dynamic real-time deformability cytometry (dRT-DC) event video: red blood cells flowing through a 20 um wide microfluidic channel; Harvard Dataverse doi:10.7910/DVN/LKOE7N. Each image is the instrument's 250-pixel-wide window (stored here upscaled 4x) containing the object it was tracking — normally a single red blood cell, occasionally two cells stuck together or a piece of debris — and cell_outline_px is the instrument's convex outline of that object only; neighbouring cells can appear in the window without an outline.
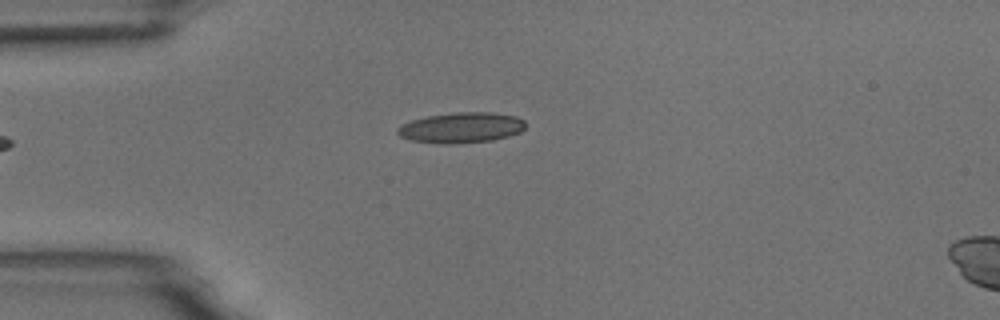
{"species": "common noctule bat (a hibernating species)", "species_latin": "Nyctalus noctula", "temperature_condition": "room temperature", "stored_images_in_passage": 4, "camera_frame_rate_fps": 3000, "um_per_image_px": 0.085, "animal": {"sex": "male", "body_mass_g": 18.8}, "frame": {"image": 1, "passage_image": 4, "time_ms": 3.333, "image_size_px": [1000, 320], "cell_outline_px": [[524, 128], [520, 132], [508, 136], [492, 140], [452, 144], [444, 144], [412, 140], [400, 136], [396, 132], [396, 128], [400, 124], [412, 120], [428, 116], [456, 112], [492, 112], [516, 116], [524, 120]], "centroid_in_image_um": [39.19, 10.84], "position_along_channel_um": 45.8, "area_um2": 22.72}}